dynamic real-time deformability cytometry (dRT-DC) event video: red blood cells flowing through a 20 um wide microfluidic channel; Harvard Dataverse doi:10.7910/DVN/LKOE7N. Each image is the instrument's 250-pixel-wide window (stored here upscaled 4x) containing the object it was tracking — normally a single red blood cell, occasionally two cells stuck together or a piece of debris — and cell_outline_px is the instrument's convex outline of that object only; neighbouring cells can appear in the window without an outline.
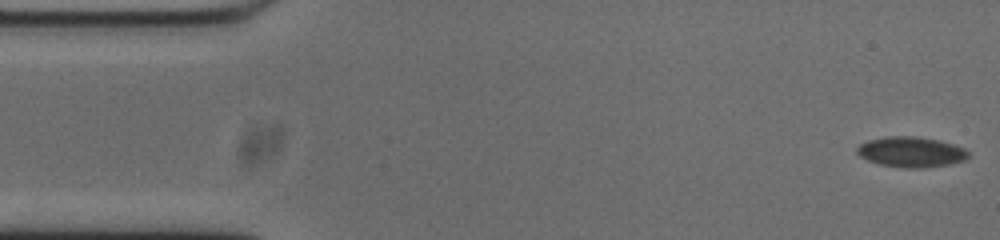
{"species": "common noctule bat (a hibernating species)", "species_latin": "Nyctalus noctula", "temperature_condition": "cold", "stored_images_in_passage": 55, "camera_frame_rate_fps": 3000, "um_per_image_px": 0.085, "animal": {"sex": "male", "body_mass_g": 20.0, "forearm_length_mm": 53.3}, "frame": {"image": 1, "passage_image": 1, "time_ms": 0.0, "image_size_px": [1000, 240], "cell_outline_px": [[968, 156], [964, 160], [948, 164], [920, 168], [904, 168], [880, 164], [868, 160], [860, 156], [856, 152], [856, 148], [860, 144], [868, 140], [892, 136], [912, 136], [936, 140], [952, 144], [964, 148], [968, 152]], "centroid_in_image_um": [77.41, 12.92], "position_along_channel_um": 7.6, "area_um2": 19.36}}
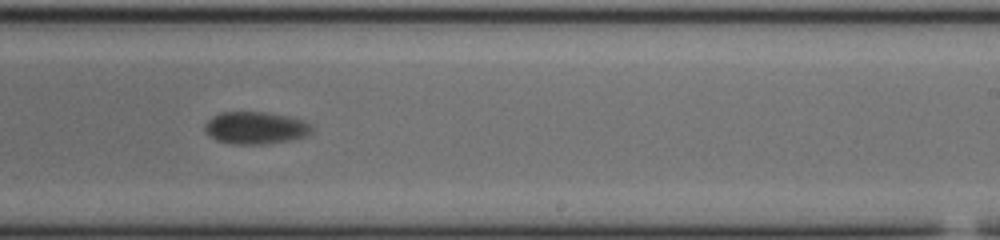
{"frame": {"image": 2, "passage_image": 32, "time_ms": 10.333, "image_size_px": [1000, 240], "cell_outline_px": [[312, 132], [304, 136], [288, 140], [260, 144], [236, 144], [216, 140], [204, 128], [208, 120], [212, 116], [220, 112], [268, 112], [288, 116], [304, 120], [312, 128]], "centroid_in_image_um": [21.72, 10.85], "position_along_channel_um": 267.3, "area_um2": 19.83}}
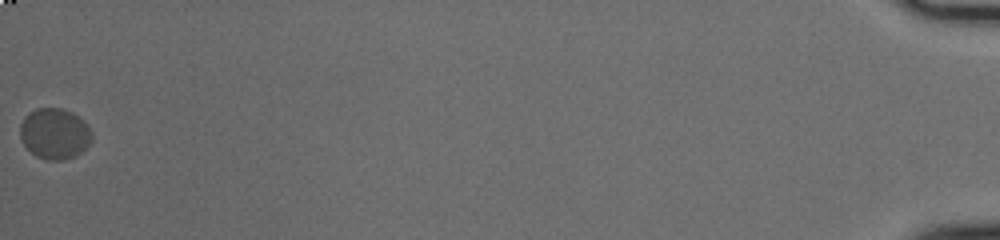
{"frame": {"image": 3, "passage_image": 55, "time_ms": 18.0, "image_size_px": [1000, 240], "cell_outline_px": [[92, 140], [76, 156], [64, 160], [44, 160], [36, 156], [20, 140], [20, 124], [24, 116], [28, 112], [36, 108], [60, 108], [72, 112], [84, 120], [88, 124], [92, 132]], "centroid_in_image_um": [4.64, 11.35], "position_along_channel_um": 430.6, "area_um2": 21.5}, "authors_computed_cell_mechanics": {"area_um2": 19.8254, "velocity_mm_per_s": 3.6211, "shape_relaxation_time_tau1_ms": 2.3246, "shape_relaxation_time_tau2_ms": null, "deformation_change_tau1": 0.0653, "deformation_change_tau2": null}}